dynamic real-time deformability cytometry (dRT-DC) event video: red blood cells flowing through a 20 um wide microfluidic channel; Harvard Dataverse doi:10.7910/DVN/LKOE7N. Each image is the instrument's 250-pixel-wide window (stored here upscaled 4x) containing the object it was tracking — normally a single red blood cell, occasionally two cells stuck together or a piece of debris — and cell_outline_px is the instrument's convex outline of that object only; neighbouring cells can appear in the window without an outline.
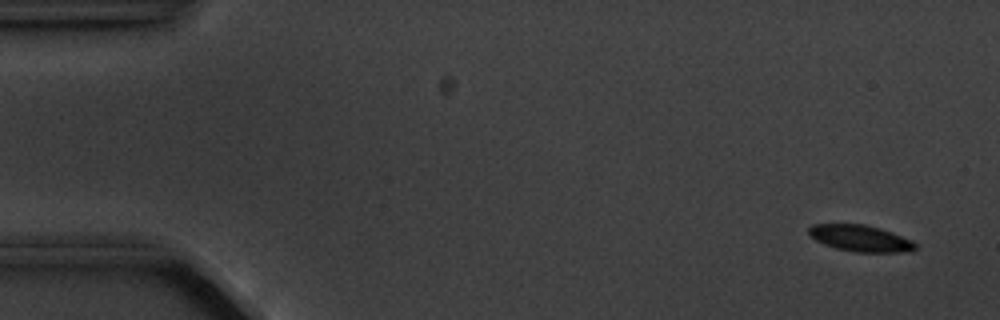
{"species": "common noctule bat (a hibernating species)", "species_latin": "Nyctalus noctula", "temperature_condition": "cold", "stored_images_in_passage": 6, "camera_frame_rate_fps": 3000, "um_per_image_px": 0.085, "animal": {"sex": "male", "body_mass_g": 20.1, "forearm_length_mm": 53.5}, "frame": {"image": 1, "passage_image": 1, "time_ms": 0.0, "image_size_px": [1000, 320], "cell_outline_px": [[916, 248], [900, 252], [856, 252], [836, 248], [824, 244], [816, 240], [808, 232], [808, 228], [812, 224], [864, 224], [880, 228], [892, 232], [916, 244]], "centroid_in_image_um": [73.08, 20.24], "position_along_channel_um": 11.9, "area_um2": 16.07}}